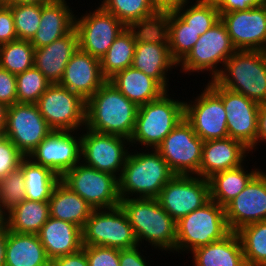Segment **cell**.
<instances>
[{"label":"cell","mask_w":266,"mask_h":266,"mask_svg":"<svg viewBox=\"0 0 266 266\" xmlns=\"http://www.w3.org/2000/svg\"><path fill=\"white\" fill-rule=\"evenodd\" d=\"M138 108L107 80L86 101L85 127L98 133L130 139Z\"/></svg>","instance_id":"6da1fadb"},{"label":"cell","mask_w":266,"mask_h":266,"mask_svg":"<svg viewBox=\"0 0 266 266\" xmlns=\"http://www.w3.org/2000/svg\"><path fill=\"white\" fill-rule=\"evenodd\" d=\"M133 150L129 151L118 178L120 198L129 199L134 195L135 198H158L175 174L157 149Z\"/></svg>","instance_id":"7a4b0ae2"},{"label":"cell","mask_w":266,"mask_h":266,"mask_svg":"<svg viewBox=\"0 0 266 266\" xmlns=\"http://www.w3.org/2000/svg\"><path fill=\"white\" fill-rule=\"evenodd\" d=\"M139 246L144 240L160 251L175 252L176 221L161 207L157 198L121 199Z\"/></svg>","instance_id":"3957f363"},{"label":"cell","mask_w":266,"mask_h":266,"mask_svg":"<svg viewBox=\"0 0 266 266\" xmlns=\"http://www.w3.org/2000/svg\"><path fill=\"white\" fill-rule=\"evenodd\" d=\"M214 81L260 105L266 104V51L236 50Z\"/></svg>","instance_id":"277c9868"},{"label":"cell","mask_w":266,"mask_h":266,"mask_svg":"<svg viewBox=\"0 0 266 266\" xmlns=\"http://www.w3.org/2000/svg\"><path fill=\"white\" fill-rule=\"evenodd\" d=\"M166 91L161 97L139 106L130 146L156 149L184 118L183 100L173 99Z\"/></svg>","instance_id":"5b68a950"},{"label":"cell","mask_w":266,"mask_h":266,"mask_svg":"<svg viewBox=\"0 0 266 266\" xmlns=\"http://www.w3.org/2000/svg\"><path fill=\"white\" fill-rule=\"evenodd\" d=\"M175 251L190 253L227 236L231 231L227 225L225 207L209 200L201 208L180 218L176 222Z\"/></svg>","instance_id":"8992f818"},{"label":"cell","mask_w":266,"mask_h":266,"mask_svg":"<svg viewBox=\"0 0 266 266\" xmlns=\"http://www.w3.org/2000/svg\"><path fill=\"white\" fill-rule=\"evenodd\" d=\"M60 180L84 199L93 210L120 206L118 177L79 162Z\"/></svg>","instance_id":"52a82bcc"},{"label":"cell","mask_w":266,"mask_h":266,"mask_svg":"<svg viewBox=\"0 0 266 266\" xmlns=\"http://www.w3.org/2000/svg\"><path fill=\"white\" fill-rule=\"evenodd\" d=\"M83 246L130 249L138 246L126 213L118 206L93 210L82 228Z\"/></svg>","instance_id":"ba28073f"},{"label":"cell","mask_w":266,"mask_h":266,"mask_svg":"<svg viewBox=\"0 0 266 266\" xmlns=\"http://www.w3.org/2000/svg\"><path fill=\"white\" fill-rule=\"evenodd\" d=\"M236 51L221 19L204 34H202L192 50L178 64L180 70L188 75L195 72L209 71L211 80L221 72L226 60ZM222 64L221 66H219ZM219 66V67H217Z\"/></svg>","instance_id":"9c48e42d"},{"label":"cell","mask_w":266,"mask_h":266,"mask_svg":"<svg viewBox=\"0 0 266 266\" xmlns=\"http://www.w3.org/2000/svg\"><path fill=\"white\" fill-rule=\"evenodd\" d=\"M35 104L53 130L81 133L85 127L86 101L60 84H51Z\"/></svg>","instance_id":"30bf717a"},{"label":"cell","mask_w":266,"mask_h":266,"mask_svg":"<svg viewBox=\"0 0 266 266\" xmlns=\"http://www.w3.org/2000/svg\"><path fill=\"white\" fill-rule=\"evenodd\" d=\"M203 143L183 118L156 149L175 175H197Z\"/></svg>","instance_id":"8fae6325"},{"label":"cell","mask_w":266,"mask_h":266,"mask_svg":"<svg viewBox=\"0 0 266 266\" xmlns=\"http://www.w3.org/2000/svg\"><path fill=\"white\" fill-rule=\"evenodd\" d=\"M83 131L81 162L119 178L129 154L130 146H126L130 145V140L118 135L98 133L86 127Z\"/></svg>","instance_id":"7c38bea8"},{"label":"cell","mask_w":266,"mask_h":266,"mask_svg":"<svg viewBox=\"0 0 266 266\" xmlns=\"http://www.w3.org/2000/svg\"><path fill=\"white\" fill-rule=\"evenodd\" d=\"M184 119L203 141L229 137L222 98L208 84L193 101L184 102Z\"/></svg>","instance_id":"4fadbf2b"},{"label":"cell","mask_w":266,"mask_h":266,"mask_svg":"<svg viewBox=\"0 0 266 266\" xmlns=\"http://www.w3.org/2000/svg\"><path fill=\"white\" fill-rule=\"evenodd\" d=\"M132 67L154 78L169 90L167 73L178 67V64L172 59L166 35L159 26L144 29L137 36Z\"/></svg>","instance_id":"5bb4252c"},{"label":"cell","mask_w":266,"mask_h":266,"mask_svg":"<svg viewBox=\"0 0 266 266\" xmlns=\"http://www.w3.org/2000/svg\"><path fill=\"white\" fill-rule=\"evenodd\" d=\"M157 199L177 222L210 200L208 179L197 175H174Z\"/></svg>","instance_id":"9a60e30c"},{"label":"cell","mask_w":266,"mask_h":266,"mask_svg":"<svg viewBox=\"0 0 266 266\" xmlns=\"http://www.w3.org/2000/svg\"><path fill=\"white\" fill-rule=\"evenodd\" d=\"M53 129L40 114L36 104L15 103L8 106L4 136L28 157Z\"/></svg>","instance_id":"2e32d148"},{"label":"cell","mask_w":266,"mask_h":266,"mask_svg":"<svg viewBox=\"0 0 266 266\" xmlns=\"http://www.w3.org/2000/svg\"><path fill=\"white\" fill-rule=\"evenodd\" d=\"M83 15L75 16L79 49L100 60L127 27L100 6Z\"/></svg>","instance_id":"e0dca14e"},{"label":"cell","mask_w":266,"mask_h":266,"mask_svg":"<svg viewBox=\"0 0 266 266\" xmlns=\"http://www.w3.org/2000/svg\"><path fill=\"white\" fill-rule=\"evenodd\" d=\"M207 83L222 98L229 137L241 141L251 149L257 141L260 104L241 93L219 86L214 80Z\"/></svg>","instance_id":"ac0fdd59"},{"label":"cell","mask_w":266,"mask_h":266,"mask_svg":"<svg viewBox=\"0 0 266 266\" xmlns=\"http://www.w3.org/2000/svg\"><path fill=\"white\" fill-rule=\"evenodd\" d=\"M77 132L53 130L28 158L35 164L50 168L61 178L81 162V134Z\"/></svg>","instance_id":"d6986e66"},{"label":"cell","mask_w":266,"mask_h":266,"mask_svg":"<svg viewBox=\"0 0 266 266\" xmlns=\"http://www.w3.org/2000/svg\"><path fill=\"white\" fill-rule=\"evenodd\" d=\"M221 21L236 50L266 51V2L246 11L223 13Z\"/></svg>","instance_id":"ffe728a7"},{"label":"cell","mask_w":266,"mask_h":266,"mask_svg":"<svg viewBox=\"0 0 266 266\" xmlns=\"http://www.w3.org/2000/svg\"><path fill=\"white\" fill-rule=\"evenodd\" d=\"M265 172L261 170L244 190L225 206L230 231L236 232L245 225L266 221Z\"/></svg>","instance_id":"44dd1931"},{"label":"cell","mask_w":266,"mask_h":266,"mask_svg":"<svg viewBox=\"0 0 266 266\" xmlns=\"http://www.w3.org/2000/svg\"><path fill=\"white\" fill-rule=\"evenodd\" d=\"M106 81L100 60L78 48L67 63L59 84L87 101Z\"/></svg>","instance_id":"7402d4cb"},{"label":"cell","mask_w":266,"mask_h":266,"mask_svg":"<svg viewBox=\"0 0 266 266\" xmlns=\"http://www.w3.org/2000/svg\"><path fill=\"white\" fill-rule=\"evenodd\" d=\"M248 153L249 148L231 137L204 141L197 176L208 179L215 173L237 168L248 161Z\"/></svg>","instance_id":"603a6c76"},{"label":"cell","mask_w":266,"mask_h":266,"mask_svg":"<svg viewBox=\"0 0 266 266\" xmlns=\"http://www.w3.org/2000/svg\"><path fill=\"white\" fill-rule=\"evenodd\" d=\"M78 48V34L74 28L50 45L35 48L34 66L51 84H59L67 63Z\"/></svg>","instance_id":"cb8c5ba5"},{"label":"cell","mask_w":266,"mask_h":266,"mask_svg":"<svg viewBox=\"0 0 266 266\" xmlns=\"http://www.w3.org/2000/svg\"><path fill=\"white\" fill-rule=\"evenodd\" d=\"M66 0L41 4L40 25L30 43L34 48L50 45L75 28V14Z\"/></svg>","instance_id":"d4e9b609"},{"label":"cell","mask_w":266,"mask_h":266,"mask_svg":"<svg viewBox=\"0 0 266 266\" xmlns=\"http://www.w3.org/2000/svg\"><path fill=\"white\" fill-rule=\"evenodd\" d=\"M38 236L50 260L75 253L83 247L79 226L52 217L42 226Z\"/></svg>","instance_id":"484cf974"},{"label":"cell","mask_w":266,"mask_h":266,"mask_svg":"<svg viewBox=\"0 0 266 266\" xmlns=\"http://www.w3.org/2000/svg\"><path fill=\"white\" fill-rule=\"evenodd\" d=\"M108 81L138 107L158 99L167 91L157 80L133 67L116 73Z\"/></svg>","instance_id":"4316f807"},{"label":"cell","mask_w":266,"mask_h":266,"mask_svg":"<svg viewBox=\"0 0 266 266\" xmlns=\"http://www.w3.org/2000/svg\"><path fill=\"white\" fill-rule=\"evenodd\" d=\"M192 266H247L240 238L231 231L223 239L191 251Z\"/></svg>","instance_id":"83f0119b"},{"label":"cell","mask_w":266,"mask_h":266,"mask_svg":"<svg viewBox=\"0 0 266 266\" xmlns=\"http://www.w3.org/2000/svg\"><path fill=\"white\" fill-rule=\"evenodd\" d=\"M5 252V266H50L38 234L8 230Z\"/></svg>","instance_id":"f1b7e54d"},{"label":"cell","mask_w":266,"mask_h":266,"mask_svg":"<svg viewBox=\"0 0 266 266\" xmlns=\"http://www.w3.org/2000/svg\"><path fill=\"white\" fill-rule=\"evenodd\" d=\"M99 5L126 27L150 29L159 26L161 14L150 0H103Z\"/></svg>","instance_id":"f546056e"},{"label":"cell","mask_w":266,"mask_h":266,"mask_svg":"<svg viewBox=\"0 0 266 266\" xmlns=\"http://www.w3.org/2000/svg\"><path fill=\"white\" fill-rule=\"evenodd\" d=\"M50 217L71 222L81 229L91 215L92 207L61 180L53 188L49 199Z\"/></svg>","instance_id":"4dcf8cb0"},{"label":"cell","mask_w":266,"mask_h":266,"mask_svg":"<svg viewBox=\"0 0 266 266\" xmlns=\"http://www.w3.org/2000/svg\"><path fill=\"white\" fill-rule=\"evenodd\" d=\"M245 165L213 174L208 178L210 199L225 207L238 196L249 182L261 171L259 168L244 169ZM246 170V171H245Z\"/></svg>","instance_id":"1f68e13d"},{"label":"cell","mask_w":266,"mask_h":266,"mask_svg":"<svg viewBox=\"0 0 266 266\" xmlns=\"http://www.w3.org/2000/svg\"><path fill=\"white\" fill-rule=\"evenodd\" d=\"M143 30L139 27H127L114 40L106 54L100 59L101 72L106 80L132 67L137 36Z\"/></svg>","instance_id":"d6a6232c"},{"label":"cell","mask_w":266,"mask_h":266,"mask_svg":"<svg viewBox=\"0 0 266 266\" xmlns=\"http://www.w3.org/2000/svg\"><path fill=\"white\" fill-rule=\"evenodd\" d=\"M159 28L165 33L170 55L177 64L187 56L200 37L174 11L161 14Z\"/></svg>","instance_id":"836d02e7"},{"label":"cell","mask_w":266,"mask_h":266,"mask_svg":"<svg viewBox=\"0 0 266 266\" xmlns=\"http://www.w3.org/2000/svg\"><path fill=\"white\" fill-rule=\"evenodd\" d=\"M49 217V202L25 199L6 214V225L12 232L38 234Z\"/></svg>","instance_id":"e575fe53"},{"label":"cell","mask_w":266,"mask_h":266,"mask_svg":"<svg viewBox=\"0 0 266 266\" xmlns=\"http://www.w3.org/2000/svg\"><path fill=\"white\" fill-rule=\"evenodd\" d=\"M20 168L25 176L26 199L48 202L60 177L50 168L35 164L28 157L21 161Z\"/></svg>","instance_id":"d590c367"},{"label":"cell","mask_w":266,"mask_h":266,"mask_svg":"<svg viewBox=\"0 0 266 266\" xmlns=\"http://www.w3.org/2000/svg\"><path fill=\"white\" fill-rule=\"evenodd\" d=\"M192 2L191 5L190 1L183 3L174 12L201 36L212 28L221 16L215 0H196L193 4Z\"/></svg>","instance_id":"8d00e7d4"},{"label":"cell","mask_w":266,"mask_h":266,"mask_svg":"<svg viewBox=\"0 0 266 266\" xmlns=\"http://www.w3.org/2000/svg\"><path fill=\"white\" fill-rule=\"evenodd\" d=\"M238 234L247 266H266V221L241 227Z\"/></svg>","instance_id":"74e56055"},{"label":"cell","mask_w":266,"mask_h":266,"mask_svg":"<svg viewBox=\"0 0 266 266\" xmlns=\"http://www.w3.org/2000/svg\"><path fill=\"white\" fill-rule=\"evenodd\" d=\"M35 48L29 40L0 45V67L17 75L34 66Z\"/></svg>","instance_id":"f35d334b"},{"label":"cell","mask_w":266,"mask_h":266,"mask_svg":"<svg viewBox=\"0 0 266 266\" xmlns=\"http://www.w3.org/2000/svg\"><path fill=\"white\" fill-rule=\"evenodd\" d=\"M51 83L35 66L16 75L18 103L35 104Z\"/></svg>","instance_id":"ab89813d"},{"label":"cell","mask_w":266,"mask_h":266,"mask_svg":"<svg viewBox=\"0 0 266 266\" xmlns=\"http://www.w3.org/2000/svg\"><path fill=\"white\" fill-rule=\"evenodd\" d=\"M13 14L19 40H31L36 34L41 19V4L7 5Z\"/></svg>","instance_id":"60d3db41"},{"label":"cell","mask_w":266,"mask_h":266,"mask_svg":"<svg viewBox=\"0 0 266 266\" xmlns=\"http://www.w3.org/2000/svg\"><path fill=\"white\" fill-rule=\"evenodd\" d=\"M25 176L19 167L0 180V207L7 214L25 197Z\"/></svg>","instance_id":"b9f144b4"},{"label":"cell","mask_w":266,"mask_h":266,"mask_svg":"<svg viewBox=\"0 0 266 266\" xmlns=\"http://www.w3.org/2000/svg\"><path fill=\"white\" fill-rule=\"evenodd\" d=\"M25 156L6 136L0 137V180L20 167Z\"/></svg>","instance_id":"7bdbcfd3"},{"label":"cell","mask_w":266,"mask_h":266,"mask_svg":"<svg viewBox=\"0 0 266 266\" xmlns=\"http://www.w3.org/2000/svg\"><path fill=\"white\" fill-rule=\"evenodd\" d=\"M89 266H120V249L102 246H83Z\"/></svg>","instance_id":"ee69618b"},{"label":"cell","mask_w":266,"mask_h":266,"mask_svg":"<svg viewBox=\"0 0 266 266\" xmlns=\"http://www.w3.org/2000/svg\"><path fill=\"white\" fill-rule=\"evenodd\" d=\"M0 102L11 106L18 102L16 75L0 67Z\"/></svg>","instance_id":"f6af8a7d"},{"label":"cell","mask_w":266,"mask_h":266,"mask_svg":"<svg viewBox=\"0 0 266 266\" xmlns=\"http://www.w3.org/2000/svg\"><path fill=\"white\" fill-rule=\"evenodd\" d=\"M18 40L14 17L7 5H0V45Z\"/></svg>","instance_id":"bcb514c9"},{"label":"cell","mask_w":266,"mask_h":266,"mask_svg":"<svg viewBox=\"0 0 266 266\" xmlns=\"http://www.w3.org/2000/svg\"><path fill=\"white\" fill-rule=\"evenodd\" d=\"M218 6L220 16L223 13L234 11H246L250 8L258 7L266 0H215Z\"/></svg>","instance_id":"7dc6e473"},{"label":"cell","mask_w":266,"mask_h":266,"mask_svg":"<svg viewBox=\"0 0 266 266\" xmlns=\"http://www.w3.org/2000/svg\"><path fill=\"white\" fill-rule=\"evenodd\" d=\"M139 245L130 249H120L119 261L120 266H148L146 257L141 253Z\"/></svg>","instance_id":"c3c4849f"},{"label":"cell","mask_w":266,"mask_h":266,"mask_svg":"<svg viewBox=\"0 0 266 266\" xmlns=\"http://www.w3.org/2000/svg\"><path fill=\"white\" fill-rule=\"evenodd\" d=\"M50 266H89L85 250L59 256L50 260Z\"/></svg>","instance_id":"681fc988"},{"label":"cell","mask_w":266,"mask_h":266,"mask_svg":"<svg viewBox=\"0 0 266 266\" xmlns=\"http://www.w3.org/2000/svg\"><path fill=\"white\" fill-rule=\"evenodd\" d=\"M266 143V104H261L258 110V131L256 144L250 149L253 154V150L257 148L259 143Z\"/></svg>","instance_id":"f907efd6"},{"label":"cell","mask_w":266,"mask_h":266,"mask_svg":"<svg viewBox=\"0 0 266 266\" xmlns=\"http://www.w3.org/2000/svg\"><path fill=\"white\" fill-rule=\"evenodd\" d=\"M188 1L190 0H150L151 4L160 14L167 11H174Z\"/></svg>","instance_id":"816d5d0a"},{"label":"cell","mask_w":266,"mask_h":266,"mask_svg":"<svg viewBox=\"0 0 266 266\" xmlns=\"http://www.w3.org/2000/svg\"><path fill=\"white\" fill-rule=\"evenodd\" d=\"M8 235V227L6 224L0 226V266H5V246Z\"/></svg>","instance_id":"f5cc1de1"},{"label":"cell","mask_w":266,"mask_h":266,"mask_svg":"<svg viewBox=\"0 0 266 266\" xmlns=\"http://www.w3.org/2000/svg\"><path fill=\"white\" fill-rule=\"evenodd\" d=\"M8 106L0 102V137L4 136Z\"/></svg>","instance_id":"db71d44e"},{"label":"cell","mask_w":266,"mask_h":266,"mask_svg":"<svg viewBox=\"0 0 266 266\" xmlns=\"http://www.w3.org/2000/svg\"><path fill=\"white\" fill-rule=\"evenodd\" d=\"M53 0H9V5H20V4H46Z\"/></svg>","instance_id":"11a10c76"},{"label":"cell","mask_w":266,"mask_h":266,"mask_svg":"<svg viewBox=\"0 0 266 266\" xmlns=\"http://www.w3.org/2000/svg\"><path fill=\"white\" fill-rule=\"evenodd\" d=\"M6 224V214L3 212V210L0 207V226Z\"/></svg>","instance_id":"9f6ffc18"},{"label":"cell","mask_w":266,"mask_h":266,"mask_svg":"<svg viewBox=\"0 0 266 266\" xmlns=\"http://www.w3.org/2000/svg\"><path fill=\"white\" fill-rule=\"evenodd\" d=\"M0 5H9V0H0Z\"/></svg>","instance_id":"6f0895ef"}]
</instances>
